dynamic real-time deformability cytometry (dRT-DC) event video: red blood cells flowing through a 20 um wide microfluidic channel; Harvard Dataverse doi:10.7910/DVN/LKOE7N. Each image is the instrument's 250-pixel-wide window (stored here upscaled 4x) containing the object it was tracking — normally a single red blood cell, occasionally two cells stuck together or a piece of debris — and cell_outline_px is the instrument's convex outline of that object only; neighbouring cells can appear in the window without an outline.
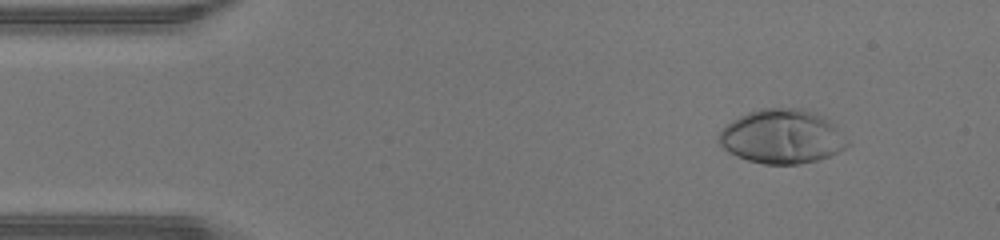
{"species": "human", "species_latin": "Homo sapiens", "temperature_condition": "warm", "stored_images_in_passage": 46, "camera_frame_rate_fps": 3000, "um_per_image_px": 0.085, "donor": {"sex": "male"}, "frame": {"image": 1, "passage_image": 5, "time_ms": 1.333, "image_size_px": [1000, 240], "cell_outline_px": [[848, 144], [844, 148], [828, 156], [816, 160], [800, 164], [764, 164], [748, 160], [736, 156], [728, 152], [716, 140], [720, 132], [728, 124], [740, 116], [748, 112], [760, 108], [800, 108], [824, 116], [848, 140]], "centroid_in_image_um": [66.44, 11.61], "position_along_channel_um": 18.6, "area_um2": 40.17}}
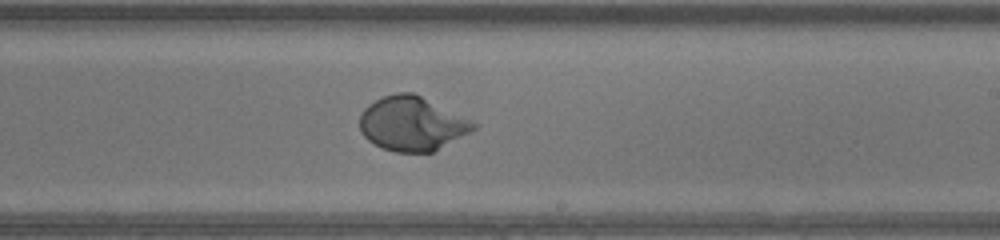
{"frame": {"image": 2, "passage_image": 27, "time_ms": 8.667, "image_size_px": [1000, 240], "cell_outline_px": [[480, 124], [472, 132], [432, 152], [396, 152], [384, 148], [368, 140], [360, 132], [360, 112], [368, 104], [384, 96], [396, 92], [412, 92]], "centroid_in_image_um": [35.03, 10.51], "position_along_channel_um": 254.0, "area_um2": 35.84}}
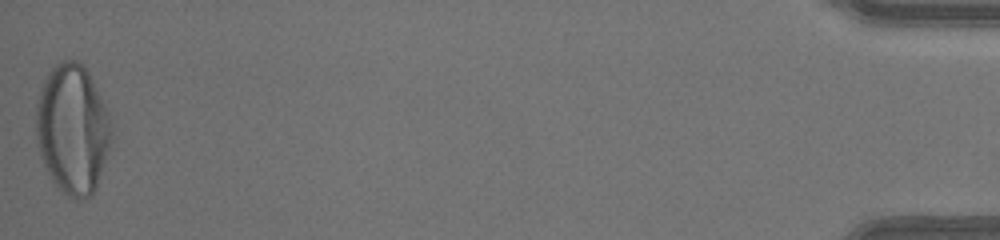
{"frame": {"image": 3, "passage_image": 46, "time_ms": 15.0, "image_size_px": [1000, 240], "cell_outline_px": [[112, 136], [96, 188], [92, 196], [84, 200], [80, 200], [68, 196], [52, 180], [40, 156], [36, 136], [36, 104], [40, 88], [48, 72], [56, 64], [64, 60], [76, 60], [88, 72], [108, 112], [112, 132]], "centroid_in_image_um": [6.15, 10.98], "position_along_channel_um": 429.1, "area_um2": 56.53}, "authors_computed_cell_mechanics": {"area_um2": 36.8764, "velocity_mm_per_s": 4.4395, "shape_relaxation_time_tau1_ms": 2.6721, "shape_relaxation_time_tau2_ms": null, "deformation_change_tau1": 0.2271, "deformation_change_tau2": null}}